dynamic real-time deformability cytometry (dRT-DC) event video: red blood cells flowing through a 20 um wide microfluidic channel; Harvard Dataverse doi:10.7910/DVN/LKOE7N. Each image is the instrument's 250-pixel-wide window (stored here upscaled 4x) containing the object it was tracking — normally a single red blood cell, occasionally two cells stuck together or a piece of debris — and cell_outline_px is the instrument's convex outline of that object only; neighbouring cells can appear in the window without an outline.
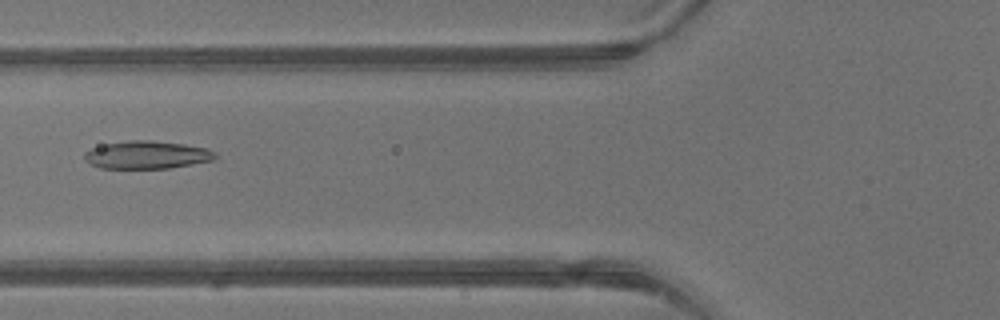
{"species": "common noctule bat (a hibernating species)", "species_latin": "Nyctalus noctula", "temperature_condition": "warm", "stored_images_in_passage": 5, "camera_frame_rate_fps": 3000, "um_per_image_px": 0.085, "animal": {"sex": "male", "body_mass_g": 13.3}, "frame": {"image": 1, "passage_image": 5, "time_ms": 1.333, "image_size_px": [1000, 320], "cell_outline_px": [[216, 156], [212, 160], [192, 164], [168, 168], [100, 168], [84, 160], [84, 152], [92, 148], [104, 144], [128, 140], [152, 140], [184, 144], [208, 148], [216, 152]], "centroid_in_image_um": [12.48, 13.15], "position_along_channel_um": 113.3, "area_um2": 21.21}}